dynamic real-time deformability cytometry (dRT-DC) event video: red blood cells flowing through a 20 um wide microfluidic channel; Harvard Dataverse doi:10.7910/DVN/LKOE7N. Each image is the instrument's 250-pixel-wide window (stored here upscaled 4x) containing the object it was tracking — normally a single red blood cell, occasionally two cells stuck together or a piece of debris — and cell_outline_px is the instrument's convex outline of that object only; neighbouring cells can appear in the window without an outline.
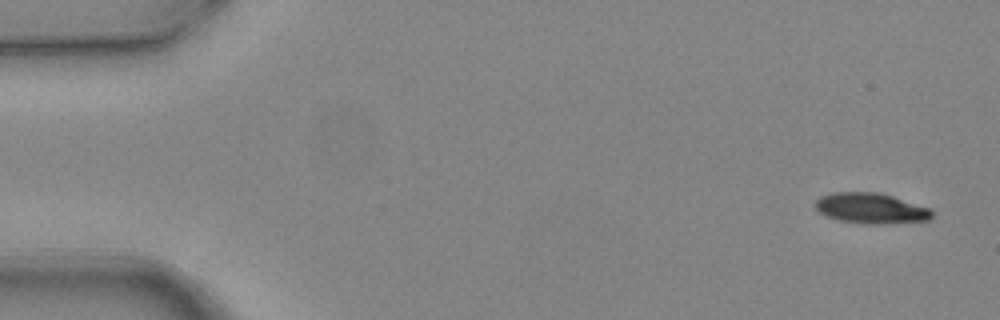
{"species": "common noctule bat (a hibernating species)", "species_latin": "Nyctalus noctula", "temperature_condition": "warm", "stored_images_in_passage": 9, "camera_frame_rate_fps": 3000, "um_per_image_px": 0.085, "animal": {"sex": "female", "body_mass_g": 24.6, "forearm_length_mm": 56.2}, "frame": {"image": 1, "passage_image": 1, "time_ms": 0.0, "image_size_px": [1000, 320], "cell_outline_px": [[932, 216], [928, 220], [876, 224], [868, 224], [840, 220], [824, 216], [816, 208], [816, 200], [820, 196], [832, 192], [880, 192], [932, 208]], "centroid_in_image_um": [74.03, 17.69], "position_along_channel_um": 11.0, "area_um2": 20.75}}
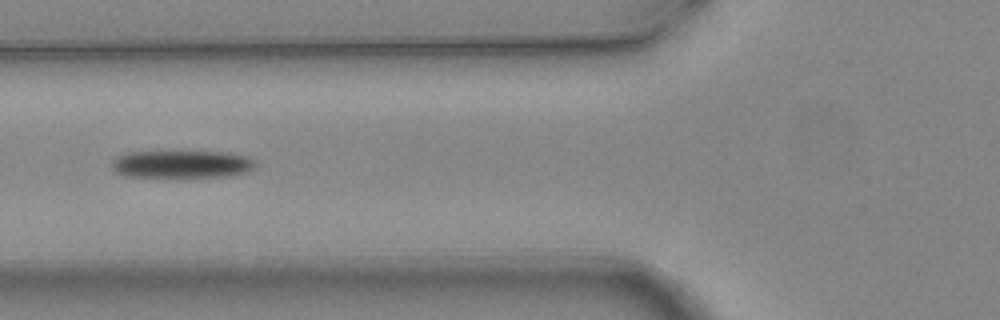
{"frame": {"image": 2, "passage_image": 6, "time_ms": 1.667, "image_size_px": [1000, 320], "cell_outline_px": [[256, 164], [252, 168], [244, 172], [232, 176], [124, 176], [116, 172], [112, 168], [112, 160], [116, 156], [128, 152], [228, 152], [248, 156]], "centroid_in_image_um": [15.42, 13.94], "position_along_channel_um": 110.4, "area_um2": 22.77}}
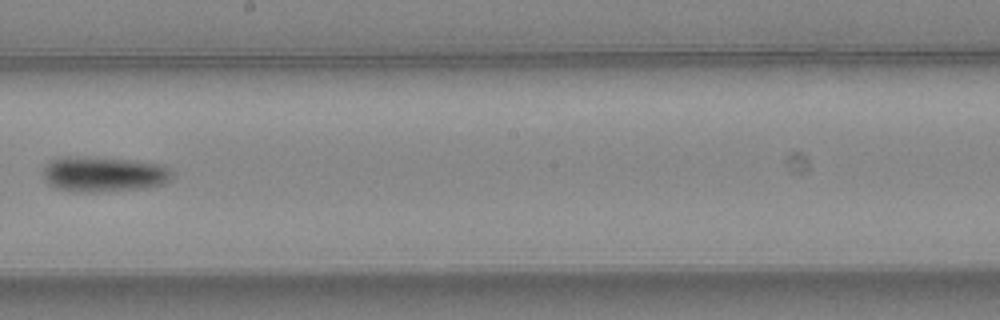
{"frame": {"image": 3, "passage_image": 9, "time_ms": 2.667, "image_size_px": [1000, 320], "cell_outline_px": [[172, 176], [164, 184], [144, 188], [96, 192], [72, 192], [56, 188], [48, 184], [44, 180], [40, 172], [52, 160], [64, 156], [84, 156], [136, 160], [156, 164], [168, 168], [172, 172]], "centroid_in_image_um": [8.75, 14.81], "position_along_channel_um": 239.5, "area_um2": 26.82}}